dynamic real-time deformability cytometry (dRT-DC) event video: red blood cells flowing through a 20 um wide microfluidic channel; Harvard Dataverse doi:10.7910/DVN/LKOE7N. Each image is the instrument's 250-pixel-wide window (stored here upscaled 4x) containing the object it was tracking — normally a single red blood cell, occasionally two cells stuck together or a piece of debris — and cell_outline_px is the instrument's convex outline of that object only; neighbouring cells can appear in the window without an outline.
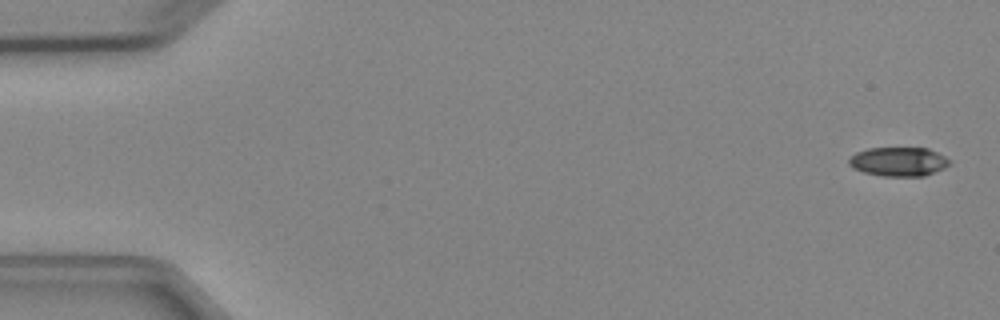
{"species": "Egyptian fruit bat (a non-hibernating species)", "species_latin": "Rousettus aegyptiacus", "temperature_condition": "cold", "stored_images_in_passage": 4, "camera_frame_rate_fps": 3000, "um_per_image_px": 0.085, "animal": {"sex": "female"}, "frame": {"image": 1, "passage_image": 1, "time_ms": 0.0, "image_size_px": [1000, 320], "cell_outline_px": [[948, 164], [944, 168], [924, 176], [880, 176], [864, 172], [852, 168], [848, 164], [848, 160], [856, 152], [868, 148], [928, 148], [944, 156], [948, 160]], "centroid_in_image_um": [76.33, 13.74], "position_along_channel_um": 8.7, "area_um2": 16.94}}
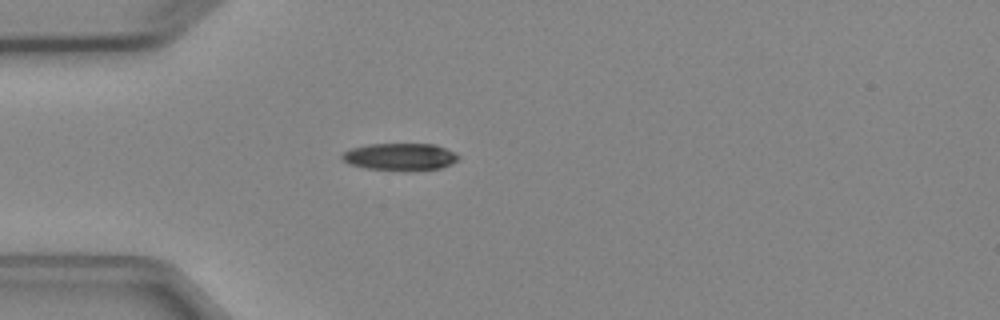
{"frame": {"image": 2, "passage_image": 4, "time_ms": 4.333, "image_size_px": [1000, 320], "cell_outline_px": [[460, 156], [452, 164], [440, 168], [364, 168], [348, 164], [340, 156], [344, 152], [352, 148], [368, 144], [436, 144]], "centroid_in_image_um": [33.97, 13.28], "position_along_channel_um": 51.0, "area_um2": 17.57}}